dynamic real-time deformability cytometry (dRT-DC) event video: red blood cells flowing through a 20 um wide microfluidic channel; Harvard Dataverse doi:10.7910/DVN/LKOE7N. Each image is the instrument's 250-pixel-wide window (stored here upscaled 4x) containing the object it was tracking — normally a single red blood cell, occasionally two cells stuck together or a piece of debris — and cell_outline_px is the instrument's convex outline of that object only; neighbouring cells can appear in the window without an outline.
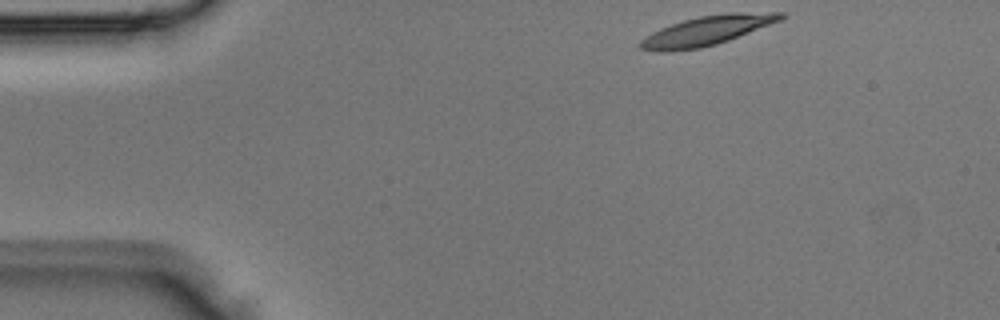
{"species": "Egyptian fruit bat (a non-hibernating species)", "species_latin": "Rousettus aegyptiacus", "temperature_condition": "room temperature", "stored_images_in_passage": 3, "camera_frame_rate_fps": 3000, "um_per_image_px": 0.085, "animal": {"sex": "male"}, "frame": {"image": 1, "passage_image": 1, "time_ms": 0.0, "image_size_px": [1000, 320], "cell_outline_px": [[784, 16], [780, 20], [728, 40], [716, 44], [700, 48], [668, 52], [660, 52], [640, 48], [640, 40], [652, 32], [660, 28], [684, 20], [700, 16], [728, 12], [784, 12]], "centroid_in_image_um": [60.06, 2.6], "position_along_channel_um": 24.9, "area_um2": 23.76}}